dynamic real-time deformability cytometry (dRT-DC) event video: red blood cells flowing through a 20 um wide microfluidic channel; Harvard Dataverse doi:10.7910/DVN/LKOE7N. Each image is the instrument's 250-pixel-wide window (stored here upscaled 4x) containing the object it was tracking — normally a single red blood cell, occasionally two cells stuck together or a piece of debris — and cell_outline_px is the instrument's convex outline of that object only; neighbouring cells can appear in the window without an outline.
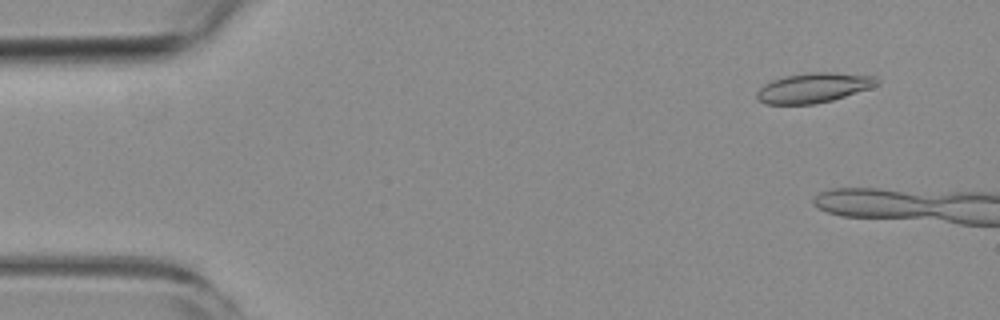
{"species": "common noctule bat (a hibernating species)", "species_latin": "Nyctalus noctula", "temperature_condition": "room temperature", "stored_images_in_passage": 6, "camera_frame_rate_fps": 3000, "um_per_image_px": 0.085, "animal": {"sex": "female", "body_mass_g": 19.3, "forearm_length_mm": 54.1}, "frame": {"image": 1, "passage_image": 3, "time_ms": 0.667, "image_size_px": [1000, 320], "cell_outline_px": [[880, 84], [872, 88], [832, 100], [816, 104], [764, 104], [756, 96], [756, 92], [764, 84], [772, 80], [784, 76], [808, 72], [832, 72], [876, 76], [880, 80]], "centroid_in_image_um": [69.19, 7.45], "position_along_channel_um": 15.8, "area_um2": 21.1}}